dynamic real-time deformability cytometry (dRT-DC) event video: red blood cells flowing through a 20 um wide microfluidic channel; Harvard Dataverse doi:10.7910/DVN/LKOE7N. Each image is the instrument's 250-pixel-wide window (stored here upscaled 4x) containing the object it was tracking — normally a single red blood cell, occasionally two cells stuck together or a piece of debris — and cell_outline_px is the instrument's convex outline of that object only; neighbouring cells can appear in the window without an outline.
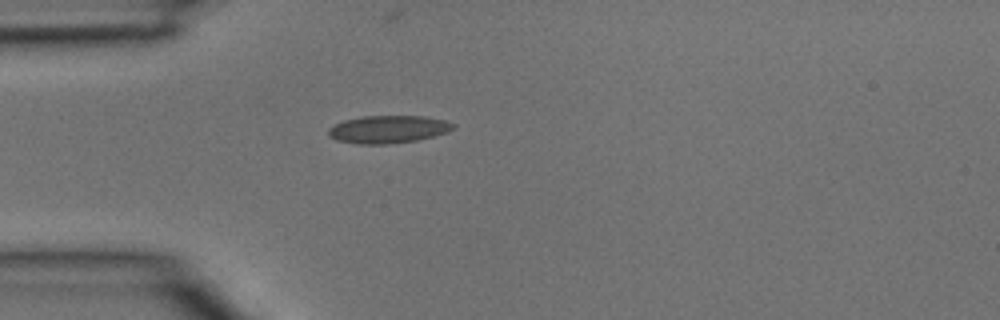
{"species": "common noctule bat (a hibernating species)", "species_latin": "Nyctalus noctula", "temperature_condition": "room temperature", "stored_images_in_passage": 2, "camera_frame_rate_fps": 3000, "um_per_image_px": 0.085, "animal": {"sex": "male", "body_mass_g": 15.6}, "frame": {"image": 1, "passage_image": 2, "time_ms": 0.333, "image_size_px": [1000, 320], "cell_outline_px": [[456, 128], [448, 132], [416, 140], [388, 144], [356, 144], [336, 140], [328, 136], [328, 128], [332, 124], [344, 120], [360, 116], [424, 116], [444, 120], [456, 124]], "centroid_in_image_um": [32.96, 10.98], "position_along_channel_um": 52.0, "area_um2": 20.35}}